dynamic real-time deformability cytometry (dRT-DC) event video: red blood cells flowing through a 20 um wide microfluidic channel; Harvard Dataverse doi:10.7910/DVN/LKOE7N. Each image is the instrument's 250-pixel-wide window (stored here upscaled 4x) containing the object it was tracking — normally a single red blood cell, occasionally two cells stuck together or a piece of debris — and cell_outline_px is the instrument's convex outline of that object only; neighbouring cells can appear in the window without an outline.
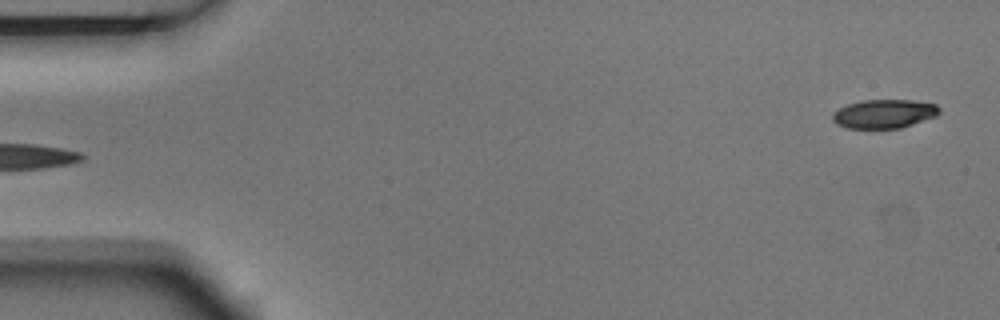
{"species": "Egyptian fruit bat (a non-hibernating species)", "species_latin": "Rousettus aegyptiacus", "temperature_condition": "room temperature", "stored_images_in_passage": 3, "segment_of_instrument_passage": [2, 2], "camera_frame_rate_fps": 3000, "um_per_image_px": 0.085, "animal": {"sex": "male"}, "frame": {"image": 1, "passage_image": 3, "time_ms": 0.667, "image_size_px": [1000, 320], "cell_outline_px": [[940, 112], [936, 116], [900, 128], [848, 128], [836, 124], [832, 120], [832, 112], [848, 104], [864, 100], [912, 100], [936, 104], [940, 108]], "centroid_in_image_um": [75.14, 9.67], "position_along_channel_um": 9.9, "area_um2": 17.86}}